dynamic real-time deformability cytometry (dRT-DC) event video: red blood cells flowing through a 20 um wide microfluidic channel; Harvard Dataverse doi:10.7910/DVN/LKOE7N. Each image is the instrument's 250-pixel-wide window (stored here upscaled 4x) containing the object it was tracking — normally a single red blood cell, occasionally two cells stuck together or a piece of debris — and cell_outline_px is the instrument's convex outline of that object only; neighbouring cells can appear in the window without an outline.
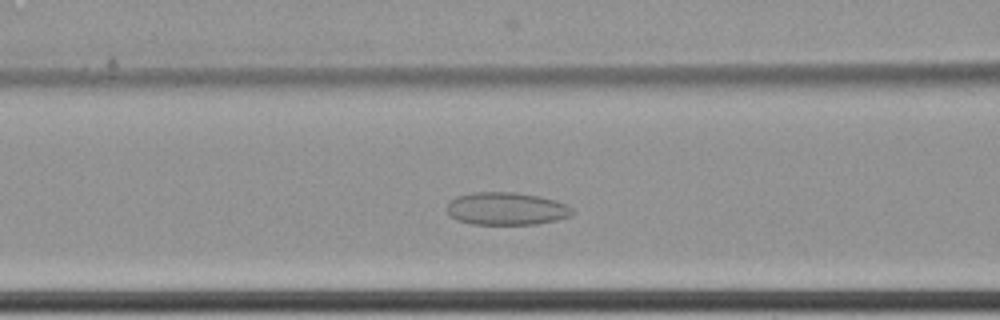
{"species": "common noctule bat (a hibernating species)", "species_latin": "Nyctalus noctula", "temperature_condition": "cold", "stored_images_in_passage": 43, "camera_frame_rate_fps": 3000, "um_per_image_px": 0.085, "animal": {"sex": "female", "body_mass_g": 22.7, "forearm_length_mm": 54.2}, "frame": {"image": 1, "passage_image": 7, "time_ms": 2.0, "image_size_px": [1000, 320], "cell_outline_px": [[576, 212], [572, 216], [556, 220], [536, 224], [472, 224], [456, 220], [448, 216], [448, 204], [456, 196], [472, 192], [512, 192], [536, 196], [556, 200], [568, 204]], "centroid_in_image_um": [43.07, 17.74], "position_along_channel_um": 123.5, "area_um2": 24.04}}
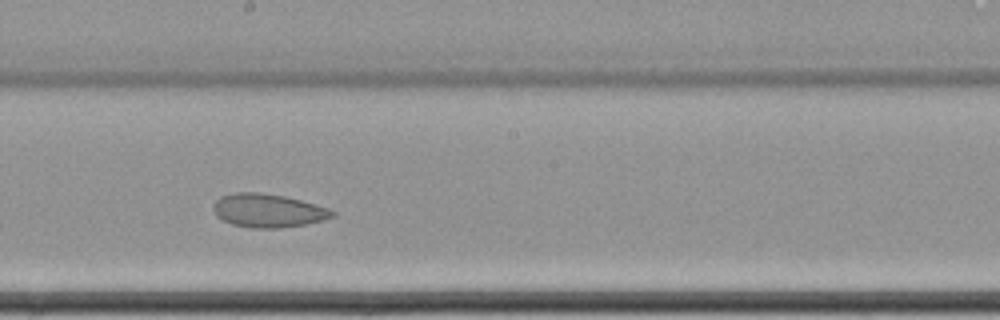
{"frame": {"image": 2, "passage_image": 16, "time_ms": 5.0, "image_size_px": [1000, 320], "cell_outline_px": [[336, 216], [304, 224], [280, 228], [252, 228], [232, 224], [216, 216], [212, 208], [212, 204], [220, 196], [232, 192], [260, 192], [284, 196], [300, 200], [328, 208], [336, 212]], "centroid_in_image_um": [22.74, 17.89], "position_along_channel_um": 225.5, "area_um2": 23.24}}
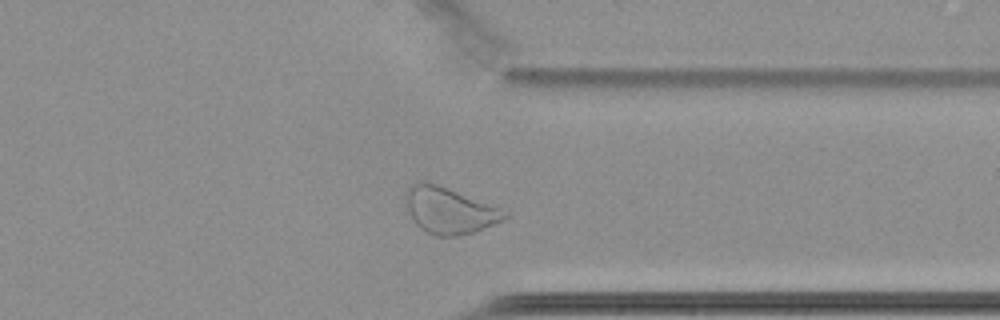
{"frame": {"image": 3, "passage_image": 29, "time_ms": 9.333, "image_size_px": [1000, 320], "cell_outline_px": [[508, 216], [492, 224], [472, 232], [456, 236], [436, 236], [420, 228], [412, 220], [408, 212], [404, 200], [404, 196], [408, 188], [412, 184], [420, 180], [436, 184], [500, 208], [508, 212]], "centroid_in_image_um": [38.11, 17.88], "position_along_channel_um": 373.3, "area_um2": 26.24}, "authors_computed_cell_mechanics": {"area_um2": 24.4494, "velocity_mm_per_s": 3.3987, "shape_relaxation_time_tau1_ms": null, "shape_relaxation_time_tau2_ms": 3.4084, "deformation_change_tau1": null, "deformation_change_tau2": 0.074}}